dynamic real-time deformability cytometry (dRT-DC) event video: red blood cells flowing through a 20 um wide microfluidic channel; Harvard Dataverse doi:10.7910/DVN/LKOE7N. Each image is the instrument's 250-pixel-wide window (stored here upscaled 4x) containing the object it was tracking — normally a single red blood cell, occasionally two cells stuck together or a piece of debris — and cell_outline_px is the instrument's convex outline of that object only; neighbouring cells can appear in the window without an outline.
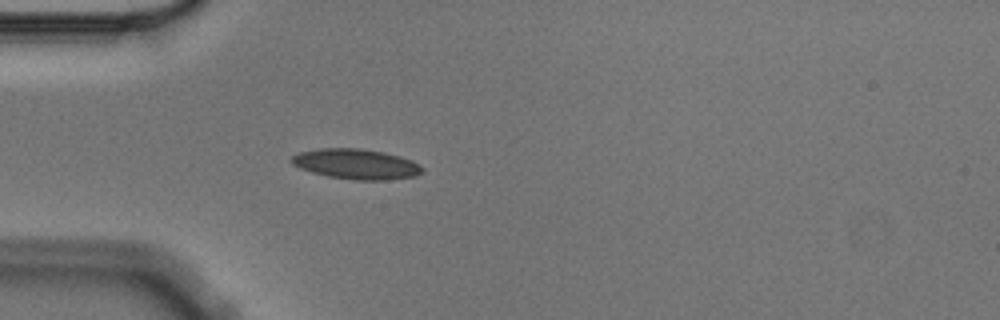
{"species": "Egyptian fruit bat (a non-hibernating species)", "species_latin": "Rousettus aegyptiacus", "temperature_condition": "cold", "stored_images_in_passage": 2, "camera_frame_rate_fps": 3000, "um_per_image_px": 0.085, "animal": {"sex": "male"}, "frame": {"image": 1, "passage_image": 2, "time_ms": 0.333, "image_size_px": [1000, 320], "cell_outline_px": [[424, 172], [416, 176], [388, 180], [356, 180], [328, 176], [312, 172], [300, 168], [292, 164], [288, 160], [292, 156], [300, 152], [320, 148], [360, 148], [384, 152], [400, 156], [412, 160], [424, 168]], "centroid_in_image_um": [30.29, 13.94], "position_along_channel_um": 54.7, "area_um2": 23.18}}